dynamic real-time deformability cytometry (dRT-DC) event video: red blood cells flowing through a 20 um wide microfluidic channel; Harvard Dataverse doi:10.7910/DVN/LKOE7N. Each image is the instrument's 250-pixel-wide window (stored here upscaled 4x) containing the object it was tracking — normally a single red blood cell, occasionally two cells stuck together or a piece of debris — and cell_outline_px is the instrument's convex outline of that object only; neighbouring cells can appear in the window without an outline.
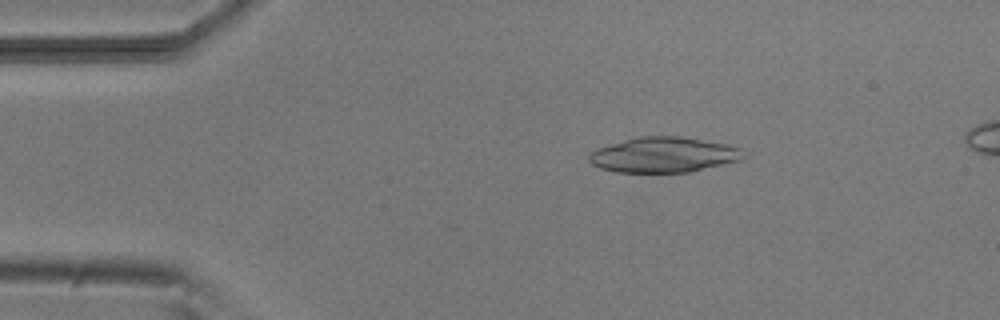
{"species": "common noctule bat (a hibernating species)", "species_latin": "Nyctalus noctula", "temperature_condition": "room temperature", "stored_images_in_passage": 5, "camera_frame_rate_fps": 3000, "um_per_image_px": 0.085, "animal": {"sex": "male", "body_mass_g": 20.5, "forearm_length_mm": 52.5}, "frame": {"image": 1, "passage_image": 3, "time_ms": 2.333, "image_size_px": [1000, 320], "cell_outline_px": [[748, 156], [740, 160], [688, 172], [616, 172], [600, 168], [592, 164], [588, 160], [588, 152], [596, 148], [640, 136], [680, 136], [728, 144], [740, 148], [748, 152]], "centroid_in_image_um": [56.43, 13.15], "position_along_channel_um": 28.6, "area_um2": 31.91}}